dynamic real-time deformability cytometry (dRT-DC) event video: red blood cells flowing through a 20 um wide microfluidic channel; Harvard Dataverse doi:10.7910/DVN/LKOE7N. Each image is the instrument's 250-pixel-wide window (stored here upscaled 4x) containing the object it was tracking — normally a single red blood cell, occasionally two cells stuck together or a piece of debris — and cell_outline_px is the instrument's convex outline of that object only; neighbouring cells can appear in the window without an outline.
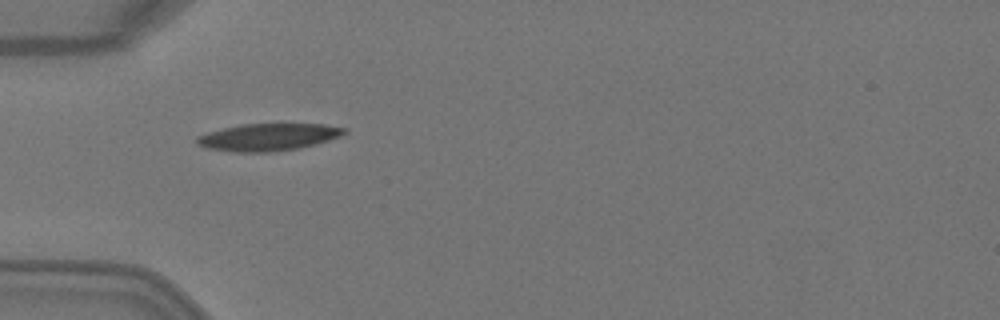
{"species": "Egyptian fruit bat (a non-hibernating species)", "species_latin": "Rousettus aegyptiacus", "temperature_condition": "warm", "stored_images_in_passage": 5, "camera_frame_rate_fps": 3000, "um_per_image_px": 0.085, "animal": {"sex": "female"}, "frame": {"image": 1, "passage_image": 5, "time_ms": 1.333, "image_size_px": [1000, 320], "cell_outline_px": [[348, 132], [340, 136], [328, 140], [300, 148], [268, 152], [236, 152], [208, 148], [196, 144], [196, 136], [208, 132], [240, 124], [324, 124], [348, 128]], "centroid_in_image_um": [22.81, 11.65], "position_along_channel_um": 62.2, "area_um2": 23.35}}